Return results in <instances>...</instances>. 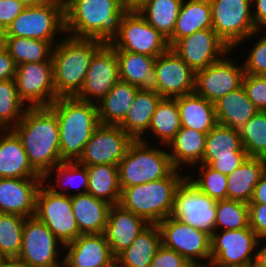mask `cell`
I'll list each match as a JSON object with an SVG mask.
<instances>
[{
    "mask_svg": "<svg viewBox=\"0 0 266 267\" xmlns=\"http://www.w3.org/2000/svg\"><path fill=\"white\" fill-rule=\"evenodd\" d=\"M63 267H115V257L101 234H80L63 246Z\"/></svg>",
    "mask_w": 266,
    "mask_h": 267,
    "instance_id": "21",
    "label": "cell"
},
{
    "mask_svg": "<svg viewBox=\"0 0 266 267\" xmlns=\"http://www.w3.org/2000/svg\"><path fill=\"white\" fill-rule=\"evenodd\" d=\"M64 34V4L45 0L36 6H26L1 35L49 41L55 45L59 41L58 35L61 38Z\"/></svg>",
    "mask_w": 266,
    "mask_h": 267,
    "instance_id": "7",
    "label": "cell"
},
{
    "mask_svg": "<svg viewBox=\"0 0 266 267\" xmlns=\"http://www.w3.org/2000/svg\"><path fill=\"white\" fill-rule=\"evenodd\" d=\"M139 89L128 82L117 81L97 103L100 124L118 126L125 118Z\"/></svg>",
    "mask_w": 266,
    "mask_h": 267,
    "instance_id": "32",
    "label": "cell"
},
{
    "mask_svg": "<svg viewBox=\"0 0 266 267\" xmlns=\"http://www.w3.org/2000/svg\"><path fill=\"white\" fill-rule=\"evenodd\" d=\"M266 171V159L248 157L227 175V199L249 204L254 188Z\"/></svg>",
    "mask_w": 266,
    "mask_h": 267,
    "instance_id": "29",
    "label": "cell"
},
{
    "mask_svg": "<svg viewBox=\"0 0 266 267\" xmlns=\"http://www.w3.org/2000/svg\"><path fill=\"white\" fill-rule=\"evenodd\" d=\"M252 15L256 30L266 31V0H252Z\"/></svg>",
    "mask_w": 266,
    "mask_h": 267,
    "instance_id": "53",
    "label": "cell"
},
{
    "mask_svg": "<svg viewBox=\"0 0 266 267\" xmlns=\"http://www.w3.org/2000/svg\"><path fill=\"white\" fill-rule=\"evenodd\" d=\"M243 267H256L254 264L248 265V266H243Z\"/></svg>",
    "mask_w": 266,
    "mask_h": 267,
    "instance_id": "63",
    "label": "cell"
},
{
    "mask_svg": "<svg viewBox=\"0 0 266 267\" xmlns=\"http://www.w3.org/2000/svg\"><path fill=\"white\" fill-rule=\"evenodd\" d=\"M158 226L161 243L175 250L192 266L211 262V236L208 233L171 216L161 220Z\"/></svg>",
    "mask_w": 266,
    "mask_h": 267,
    "instance_id": "10",
    "label": "cell"
},
{
    "mask_svg": "<svg viewBox=\"0 0 266 267\" xmlns=\"http://www.w3.org/2000/svg\"><path fill=\"white\" fill-rule=\"evenodd\" d=\"M71 204L81 234L104 233L111 204L89 193L72 195Z\"/></svg>",
    "mask_w": 266,
    "mask_h": 267,
    "instance_id": "27",
    "label": "cell"
},
{
    "mask_svg": "<svg viewBox=\"0 0 266 267\" xmlns=\"http://www.w3.org/2000/svg\"><path fill=\"white\" fill-rule=\"evenodd\" d=\"M180 113L176 98H162L156 106L148 132L167 146L180 130Z\"/></svg>",
    "mask_w": 266,
    "mask_h": 267,
    "instance_id": "40",
    "label": "cell"
},
{
    "mask_svg": "<svg viewBox=\"0 0 266 267\" xmlns=\"http://www.w3.org/2000/svg\"><path fill=\"white\" fill-rule=\"evenodd\" d=\"M149 223L142 217L124 209L120 204L111 205L104 236L116 257L128 248Z\"/></svg>",
    "mask_w": 266,
    "mask_h": 267,
    "instance_id": "23",
    "label": "cell"
},
{
    "mask_svg": "<svg viewBox=\"0 0 266 267\" xmlns=\"http://www.w3.org/2000/svg\"><path fill=\"white\" fill-rule=\"evenodd\" d=\"M27 105L19 98L15 79L0 81V129H12L23 117Z\"/></svg>",
    "mask_w": 266,
    "mask_h": 267,
    "instance_id": "42",
    "label": "cell"
},
{
    "mask_svg": "<svg viewBox=\"0 0 266 267\" xmlns=\"http://www.w3.org/2000/svg\"><path fill=\"white\" fill-rule=\"evenodd\" d=\"M16 88L27 108L49 107L56 99L52 61L17 65Z\"/></svg>",
    "mask_w": 266,
    "mask_h": 267,
    "instance_id": "15",
    "label": "cell"
},
{
    "mask_svg": "<svg viewBox=\"0 0 266 267\" xmlns=\"http://www.w3.org/2000/svg\"><path fill=\"white\" fill-rule=\"evenodd\" d=\"M250 228L260 238L266 237V204L249 203Z\"/></svg>",
    "mask_w": 266,
    "mask_h": 267,
    "instance_id": "49",
    "label": "cell"
},
{
    "mask_svg": "<svg viewBox=\"0 0 266 267\" xmlns=\"http://www.w3.org/2000/svg\"><path fill=\"white\" fill-rule=\"evenodd\" d=\"M242 86L259 111H266V75L244 74Z\"/></svg>",
    "mask_w": 266,
    "mask_h": 267,
    "instance_id": "47",
    "label": "cell"
},
{
    "mask_svg": "<svg viewBox=\"0 0 266 267\" xmlns=\"http://www.w3.org/2000/svg\"><path fill=\"white\" fill-rule=\"evenodd\" d=\"M249 203L266 204V171L256 184L252 199Z\"/></svg>",
    "mask_w": 266,
    "mask_h": 267,
    "instance_id": "54",
    "label": "cell"
},
{
    "mask_svg": "<svg viewBox=\"0 0 266 267\" xmlns=\"http://www.w3.org/2000/svg\"><path fill=\"white\" fill-rule=\"evenodd\" d=\"M170 216L211 236L216 219V201L185 179L176 190Z\"/></svg>",
    "mask_w": 266,
    "mask_h": 267,
    "instance_id": "16",
    "label": "cell"
},
{
    "mask_svg": "<svg viewBox=\"0 0 266 267\" xmlns=\"http://www.w3.org/2000/svg\"><path fill=\"white\" fill-rule=\"evenodd\" d=\"M181 127L208 133L217 123L214 103L195 92L176 97Z\"/></svg>",
    "mask_w": 266,
    "mask_h": 267,
    "instance_id": "31",
    "label": "cell"
},
{
    "mask_svg": "<svg viewBox=\"0 0 266 267\" xmlns=\"http://www.w3.org/2000/svg\"><path fill=\"white\" fill-rule=\"evenodd\" d=\"M214 107L217 123L237 130L259 112L243 86L219 98Z\"/></svg>",
    "mask_w": 266,
    "mask_h": 267,
    "instance_id": "28",
    "label": "cell"
},
{
    "mask_svg": "<svg viewBox=\"0 0 266 267\" xmlns=\"http://www.w3.org/2000/svg\"><path fill=\"white\" fill-rule=\"evenodd\" d=\"M0 178H43L30 165L21 140L12 129H0Z\"/></svg>",
    "mask_w": 266,
    "mask_h": 267,
    "instance_id": "24",
    "label": "cell"
},
{
    "mask_svg": "<svg viewBox=\"0 0 266 267\" xmlns=\"http://www.w3.org/2000/svg\"><path fill=\"white\" fill-rule=\"evenodd\" d=\"M247 227H250L247 203L230 199L216 201L214 230H237Z\"/></svg>",
    "mask_w": 266,
    "mask_h": 267,
    "instance_id": "43",
    "label": "cell"
},
{
    "mask_svg": "<svg viewBox=\"0 0 266 267\" xmlns=\"http://www.w3.org/2000/svg\"><path fill=\"white\" fill-rule=\"evenodd\" d=\"M9 260L0 252V267H2Z\"/></svg>",
    "mask_w": 266,
    "mask_h": 267,
    "instance_id": "59",
    "label": "cell"
},
{
    "mask_svg": "<svg viewBox=\"0 0 266 267\" xmlns=\"http://www.w3.org/2000/svg\"><path fill=\"white\" fill-rule=\"evenodd\" d=\"M3 45V38L2 35L0 34V47Z\"/></svg>",
    "mask_w": 266,
    "mask_h": 267,
    "instance_id": "62",
    "label": "cell"
},
{
    "mask_svg": "<svg viewBox=\"0 0 266 267\" xmlns=\"http://www.w3.org/2000/svg\"><path fill=\"white\" fill-rule=\"evenodd\" d=\"M183 0H149L138 12L167 40L172 36Z\"/></svg>",
    "mask_w": 266,
    "mask_h": 267,
    "instance_id": "39",
    "label": "cell"
},
{
    "mask_svg": "<svg viewBox=\"0 0 266 267\" xmlns=\"http://www.w3.org/2000/svg\"><path fill=\"white\" fill-rule=\"evenodd\" d=\"M103 44L104 42L98 39L76 38L65 34L54 45L53 85L57 98L78 95L90 62Z\"/></svg>",
    "mask_w": 266,
    "mask_h": 267,
    "instance_id": "4",
    "label": "cell"
},
{
    "mask_svg": "<svg viewBox=\"0 0 266 267\" xmlns=\"http://www.w3.org/2000/svg\"><path fill=\"white\" fill-rule=\"evenodd\" d=\"M210 5L212 29L231 50L263 34L254 25L252 0H210Z\"/></svg>",
    "mask_w": 266,
    "mask_h": 267,
    "instance_id": "8",
    "label": "cell"
},
{
    "mask_svg": "<svg viewBox=\"0 0 266 267\" xmlns=\"http://www.w3.org/2000/svg\"><path fill=\"white\" fill-rule=\"evenodd\" d=\"M197 168L199 175L195 174V177L190 172L186 175V179L200 192L215 201L227 199V175L214 170L207 164H198Z\"/></svg>",
    "mask_w": 266,
    "mask_h": 267,
    "instance_id": "45",
    "label": "cell"
},
{
    "mask_svg": "<svg viewBox=\"0 0 266 267\" xmlns=\"http://www.w3.org/2000/svg\"><path fill=\"white\" fill-rule=\"evenodd\" d=\"M88 173L87 193L111 205L120 203L118 166L112 164L86 166Z\"/></svg>",
    "mask_w": 266,
    "mask_h": 267,
    "instance_id": "35",
    "label": "cell"
},
{
    "mask_svg": "<svg viewBox=\"0 0 266 267\" xmlns=\"http://www.w3.org/2000/svg\"><path fill=\"white\" fill-rule=\"evenodd\" d=\"M55 1L61 2L63 4H66L69 0H55Z\"/></svg>",
    "mask_w": 266,
    "mask_h": 267,
    "instance_id": "61",
    "label": "cell"
},
{
    "mask_svg": "<svg viewBox=\"0 0 266 267\" xmlns=\"http://www.w3.org/2000/svg\"><path fill=\"white\" fill-rule=\"evenodd\" d=\"M149 0H122L127 11H139Z\"/></svg>",
    "mask_w": 266,
    "mask_h": 267,
    "instance_id": "56",
    "label": "cell"
},
{
    "mask_svg": "<svg viewBox=\"0 0 266 267\" xmlns=\"http://www.w3.org/2000/svg\"><path fill=\"white\" fill-rule=\"evenodd\" d=\"M25 8L26 6L18 0H0V34Z\"/></svg>",
    "mask_w": 266,
    "mask_h": 267,
    "instance_id": "50",
    "label": "cell"
},
{
    "mask_svg": "<svg viewBox=\"0 0 266 267\" xmlns=\"http://www.w3.org/2000/svg\"><path fill=\"white\" fill-rule=\"evenodd\" d=\"M225 156H248V154L242 146L239 130L216 124L206 135L201 164L208 165L216 157Z\"/></svg>",
    "mask_w": 266,
    "mask_h": 267,
    "instance_id": "34",
    "label": "cell"
},
{
    "mask_svg": "<svg viewBox=\"0 0 266 267\" xmlns=\"http://www.w3.org/2000/svg\"><path fill=\"white\" fill-rule=\"evenodd\" d=\"M120 80L139 88H151L156 57L127 51H116Z\"/></svg>",
    "mask_w": 266,
    "mask_h": 267,
    "instance_id": "36",
    "label": "cell"
},
{
    "mask_svg": "<svg viewBox=\"0 0 266 267\" xmlns=\"http://www.w3.org/2000/svg\"><path fill=\"white\" fill-rule=\"evenodd\" d=\"M62 246L43 222L35 216L25 218L22 247L16 262L22 267H63Z\"/></svg>",
    "mask_w": 266,
    "mask_h": 267,
    "instance_id": "9",
    "label": "cell"
},
{
    "mask_svg": "<svg viewBox=\"0 0 266 267\" xmlns=\"http://www.w3.org/2000/svg\"><path fill=\"white\" fill-rule=\"evenodd\" d=\"M185 1L182 2L172 36L167 40L169 47L196 31L212 28L210 0Z\"/></svg>",
    "mask_w": 266,
    "mask_h": 267,
    "instance_id": "33",
    "label": "cell"
},
{
    "mask_svg": "<svg viewBox=\"0 0 266 267\" xmlns=\"http://www.w3.org/2000/svg\"><path fill=\"white\" fill-rule=\"evenodd\" d=\"M49 108L56 114L59 125L61 161H78L86 143L100 125L97 103L76 97H60Z\"/></svg>",
    "mask_w": 266,
    "mask_h": 267,
    "instance_id": "3",
    "label": "cell"
},
{
    "mask_svg": "<svg viewBox=\"0 0 266 267\" xmlns=\"http://www.w3.org/2000/svg\"><path fill=\"white\" fill-rule=\"evenodd\" d=\"M109 44L116 51L152 57H158L169 48L167 39L147 23L138 11H127L121 20L119 33Z\"/></svg>",
    "mask_w": 266,
    "mask_h": 267,
    "instance_id": "12",
    "label": "cell"
},
{
    "mask_svg": "<svg viewBox=\"0 0 266 267\" xmlns=\"http://www.w3.org/2000/svg\"><path fill=\"white\" fill-rule=\"evenodd\" d=\"M151 88L162 98L194 93L195 71L169 47L155 59Z\"/></svg>",
    "mask_w": 266,
    "mask_h": 267,
    "instance_id": "14",
    "label": "cell"
},
{
    "mask_svg": "<svg viewBox=\"0 0 266 267\" xmlns=\"http://www.w3.org/2000/svg\"><path fill=\"white\" fill-rule=\"evenodd\" d=\"M194 267H218V266H215L213 263H206V264H201V265H196Z\"/></svg>",
    "mask_w": 266,
    "mask_h": 267,
    "instance_id": "60",
    "label": "cell"
},
{
    "mask_svg": "<svg viewBox=\"0 0 266 267\" xmlns=\"http://www.w3.org/2000/svg\"><path fill=\"white\" fill-rule=\"evenodd\" d=\"M34 216L52 231L63 246L81 234L72 210L71 196L54 193L44 182L37 193Z\"/></svg>",
    "mask_w": 266,
    "mask_h": 267,
    "instance_id": "11",
    "label": "cell"
},
{
    "mask_svg": "<svg viewBox=\"0 0 266 267\" xmlns=\"http://www.w3.org/2000/svg\"><path fill=\"white\" fill-rule=\"evenodd\" d=\"M266 240V237L258 239L255 253L254 265L256 267H266V242L264 245L261 243V240ZM262 244V247H260ZM259 247V249H258Z\"/></svg>",
    "mask_w": 266,
    "mask_h": 267,
    "instance_id": "55",
    "label": "cell"
},
{
    "mask_svg": "<svg viewBox=\"0 0 266 267\" xmlns=\"http://www.w3.org/2000/svg\"><path fill=\"white\" fill-rule=\"evenodd\" d=\"M126 13L122 0H69L64 4L66 35L110 43Z\"/></svg>",
    "mask_w": 266,
    "mask_h": 267,
    "instance_id": "2",
    "label": "cell"
},
{
    "mask_svg": "<svg viewBox=\"0 0 266 267\" xmlns=\"http://www.w3.org/2000/svg\"><path fill=\"white\" fill-rule=\"evenodd\" d=\"M182 173L175 169L168 177L125 187L119 204L149 224H158L172 213L176 190L186 179Z\"/></svg>",
    "mask_w": 266,
    "mask_h": 267,
    "instance_id": "5",
    "label": "cell"
},
{
    "mask_svg": "<svg viewBox=\"0 0 266 267\" xmlns=\"http://www.w3.org/2000/svg\"><path fill=\"white\" fill-rule=\"evenodd\" d=\"M12 130L20 138L32 168L42 177L61 164L59 125L49 107L27 108Z\"/></svg>",
    "mask_w": 266,
    "mask_h": 267,
    "instance_id": "1",
    "label": "cell"
},
{
    "mask_svg": "<svg viewBox=\"0 0 266 267\" xmlns=\"http://www.w3.org/2000/svg\"><path fill=\"white\" fill-rule=\"evenodd\" d=\"M132 141L133 139L119 126L100 124L86 143L77 162L84 166H118Z\"/></svg>",
    "mask_w": 266,
    "mask_h": 267,
    "instance_id": "18",
    "label": "cell"
},
{
    "mask_svg": "<svg viewBox=\"0 0 266 267\" xmlns=\"http://www.w3.org/2000/svg\"><path fill=\"white\" fill-rule=\"evenodd\" d=\"M206 133L187 127H181L175 137L166 146L171 162L176 169H191L202 163L205 152ZM184 164V166H183Z\"/></svg>",
    "mask_w": 266,
    "mask_h": 267,
    "instance_id": "26",
    "label": "cell"
},
{
    "mask_svg": "<svg viewBox=\"0 0 266 267\" xmlns=\"http://www.w3.org/2000/svg\"><path fill=\"white\" fill-rule=\"evenodd\" d=\"M161 244L158 224H149L128 248L115 257V267H149Z\"/></svg>",
    "mask_w": 266,
    "mask_h": 267,
    "instance_id": "30",
    "label": "cell"
},
{
    "mask_svg": "<svg viewBox=\"0 0 266 267\" xmlns=\"http://www.w3.org/2000/svg\"><path fill=\"white\" fill-rule=\"evenodd\" d=\"M239 132L248 156L266 159V111H259Z\"/></svg>",
    "mask_w": 266,
    "mask_h": 267,
    "instance_id": "44",
    "label": "cell"
},
{
    "mask_svg": "<svg viewBox=\"0 0 266 267\" xmlns=\"http://www.w3.org/2000/svg\"><path fill=\"white\" fill-rule=\"evenodd\" d=\"M3 46L8 50L16 65L52 61L54 45L25 37H2Z\"/></svg>",
    "mask_w": 266,
    "mask_h": 267,
    "instance_id": "38",
    "label": "cell"
},
{
    "mask_svg": "<svg viewBox=\"0 0 266 267\" xmlns=\"http://www.w3.org/2000/svg\"><path fill=\"white\" fill-rule=\"evenodd\" d=\"M22 2L25 6H36L43 3L45 0H18Z\"/></svg>",
    "mask_w": 266,
    "mask_h": 267,
    "instance_id": "57",
    "label": "cell"
},
{
    "mask_svg": "<svg viewBox=\"0 0 266 267\" xmlns=\"http://www.w3.org/2000/svg\"><path fill=\"white\" fill-rule=\"evenodd\" d=\"M170 48L195 72L219 61L227 53H233L212 28L181 38Z\"/></svg>",
    "mask_w": 266,
    "mask_h": 267,
    "instance_id": "19",
    "label": "cell"
},
{
    "mask_svg": "<svg viewBox=\"0 0 266 267\" xmlns=\"http://www.w3.org/2000/svg\"><path fill=\"white\" fill-rule=\"evenodd\" d=\"M249 156H225L216 157L208 165L214 170L219 171L225 175H229L236 168H238L242 163L246 161Z\"/></svg>",
    "mask_w": 266,
    "mask_h": 267,
    "instance_id": "51",
    "label": "cell"
},
{
    "mask_svg": "<svg viewBox=\"0 0 266 267\" xmlns=\"http://www.w3.org/2000/svg\"><path fill=\"white\" fill-rule=\"evenodd\" d=\"M258 237L250 227L214 230L211 235V263L218 267H243L254 264Z\"/></svg>",
    "mask_w": 266,
    "mask_h": 267,
    "instance_id": "13",
    "label": "cell"
},
{
    "mask_svg": "<svg viewBox=\"0 0 266 267\" xmlns=\"http://www.w3.org/2000/svg\"><path fill=\"white\" fill-rule=\"evenodd\" d=\"M2 267H22V266L16 261H8Z\"/></svg>",
    "mask_w": 266,
    "mask_h": 267,
    "instance_id": "58",
    "label": "cell"
},
{
    "mask_svg": "<svg viewBox=\"0 0 266 267\" xmlns=\"http://www.w3.org/2000/svg\"><path fill=\"white\" fill-rule=\"evenodd\" d=\"M56 174V175H55ZM55 175V182L51 184L48 179ZM77 179V181H76ZM44 183L46 186L51 189L54 193L57 194H65L68 196L72 195H80L87 193L88 188V173L86 166L79 164L77 161L75 162H62L61 164H58L53 169H51L44 177H43ZM77 183V184H76ZM64 185L68 186V189L72 187L74 189L79 191H76L75 193H69L66 192L67 186L64 187ZM64 188V189H63Z\"/></svg>",
    "mask_w": 266,
    "mask_h": 267,
    "instance_id": "37",
    "label": "cell"
},
{
    "mask_svg": "<svg viewBox=\"0 0 266 267\" xmlns=\"http://www.w3.org/2000/svg\"><path fill=\"white\" fill-rule=\"evenodd\" d=\"M17 65L8 50L0 47V81L15 79Z\"/></svg>",
    "mask_w": 266,
    "mask_h": 267,
    "instance_id": "52",
    "label": "cell"
},
{
    "mask_svg": "<svg viewBox=\"0 0 266 267\" xmlns=\"http://www.w3.org/2000/svg\"><path fill=\"white\" fill-rule=\"evenodd\" d=\"M150 141L133 140L118 164L119 185L125 187L142 185L168 177L176 168L168 150L150 146ZM165 149V150H164Z\"/></svg>",
    "mask_w": 266,
    "mask_h": 267,
    "instance_id": "6",
    "label": "cell"
},
{
    "mask_svg": "<svg viewBox=\"0 0 266 267\" xmlns=\"http://www.w3.org/2000/svg\"><path fill=\"white\" fill-rule=\"evenodd\" d=\"M233 61L229 52L219 61L196 71L194 92L214 103L241 87L245 74L243 64L238 66L237 62Z\"/></svg>",
    "mask_w": 266,
    "mask_h": 267,
    "instance_id": "17",
    "label": "cell"
},
{
    "mask_svg": "<svg viewBox=\"0 0 266 267\" xmlns=\"http://www.w3.org/2000/svg\"><path fill=\"white\" fill-rule=\"evenodd\" d=\"M162 97L152 88H140L123 121L118 125L133 140L146 141L149 125ZM145 134V135H144Z\"/></svg>",
    "mask_w": 266,
    "mask_h": 267,
    "instance_id": "25",
    "label": "cell"
},
{
    "mask_svg": "<svg viewBox=\"0 0 266 267\" xmlns=\"http://www.w3.org/2000/svg\"><path fill=\"white\" fill-rule=\"evenodd\" d=\"M43 182V178H0V213L33 217Z\"/></svg>",
    "mask_w": 266,
    "mask_h": 267,
    "instance_id": "22",
    "label": "cell"
},
{
    "mask_svg": "<svg viewBox=\"0 0 266 267\" xmlns=\"http://www.w3.org/2000/svg\"><path fill=\"white\" fill-rule=\"evenodd\" d=\"M243 63L245 74L266 75V31L255 40Z\"/></svg>",
    "mask_w": 266,
    "mask_h": 267,
    "instance_id": "46",
    "label": "cell"
},
{
    "mask_svg": "<svg viewBox=\"0 0 266 267\" xmlns=\"http://www.w3.org/2000/svg\"><path fill=\"white\" fill-rule=\"evenodd\" d=\"M149 267H194L175 250L161 244L153 257Z\"/></svg>",
    "mask_w": 266,
    "mask_h": 267,
    "instance_id": "48",
    "label": "cell"
},
{
    "mask_svg": "<svg viewBox=\"0 0 266 267\" xmlns=\"http://www.w3.org/2000/svg\"><path fill=\"white\" fill-rule=\"evenodd\" d=\"M25 217L0 213V252L9 260L16 261L22 247Z\"/></svg>",
    "mask_w": 266,
    "mask_h": 267,
    "instance_id": "41",
    "label": "cell"
},
{
    "mask_svg": "<svg viewBox=\"0 0 266 267\" xmlns=\"http://www.w3.org/2000/svg\"><path fill=\"white\" fill-rule=\"evenodd\" d=\"M119 80L116 50L109 43H104L93 56L76 98L98 103Z\"/></svg>",
    "mask_w": 266,
    "mask_h": 267,
    "instance_id": "20",
    "label": "cell"
}]
</instances>
